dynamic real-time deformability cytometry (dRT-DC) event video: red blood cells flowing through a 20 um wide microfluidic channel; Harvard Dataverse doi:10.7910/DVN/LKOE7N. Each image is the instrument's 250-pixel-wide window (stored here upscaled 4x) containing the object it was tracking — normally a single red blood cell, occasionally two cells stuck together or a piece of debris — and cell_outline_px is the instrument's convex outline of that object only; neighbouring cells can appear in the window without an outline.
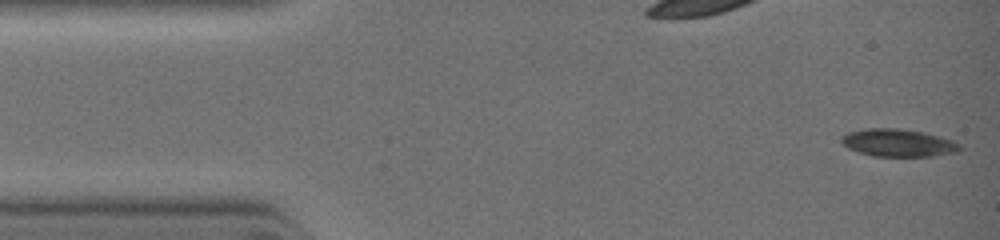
{"species": "common noctule bat (a hibernating species)", "species_latin": "Nyctalus noctula", "temperature_condition": "warm", "stored_images_in_passage": 13, "camera_frame_rate_fps": 3000, "um_per_image_px": 0.085, "animal": {"sex": "female", "body_mass_g": 19.0, "forearm_length_mm": 51.5}, "frame": {"image": 1, "passage_image": 1, "time_ms": 0.0, "image_size_px": [1000, 240], "cell_outline_px": [[960, 148], [956, 152], [928, 156], [876, 156], [860, 152], [848, 148], [840, 140], [840, 136], [848, 132], [868, 128], [900, 128], [924, 132], [940, 136], [952, 140], [960, 144]], "centroid_in_image_um": [76.32, 12.12], "position_along_channel_um": 8.7, "area_um2": 18.9}}